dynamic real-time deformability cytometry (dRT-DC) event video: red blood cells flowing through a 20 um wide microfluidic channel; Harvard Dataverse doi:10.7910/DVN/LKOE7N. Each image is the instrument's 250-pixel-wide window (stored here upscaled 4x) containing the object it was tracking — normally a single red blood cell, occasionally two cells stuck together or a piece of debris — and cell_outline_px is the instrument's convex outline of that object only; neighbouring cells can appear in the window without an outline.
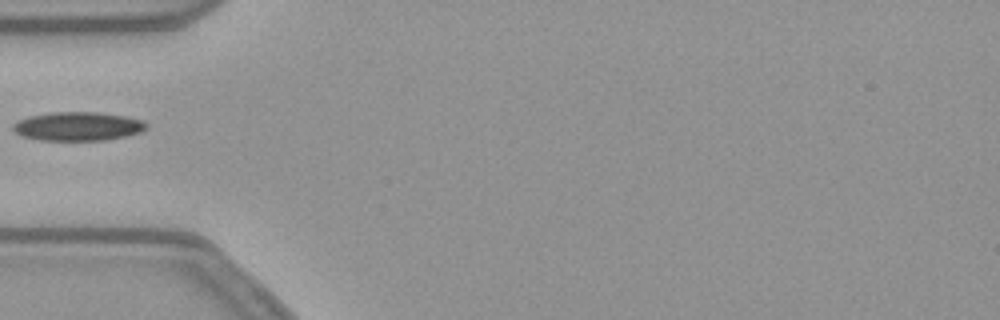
{"species": "common noctule bat (a hibernating species)", "species_latin": "Nyctalus noctula", "temperature_condition": "warm", "stored_images_in_passage": 15, "camera_frame_rate_fps": 3000, "um_per_image_px": 0.085, "animal": {"sex": "female", "body_mass_g": 21.9}, "frame": {"image": 1, "passage_image": 1, "time_ms": 0.0, "image_size_px": [1000, 320], "cell_outline_px": [[148, 128], [140, 132], [124, 136], [104, 140], [40, 140], [20, 136], [12, 128], [12, 124], [16, 120], [28, 116], [52, 112], [96, 112], [124, 116], [140, 120], [148, 124]], "centroid_in_image_um": [6.56, 10.73], "position_along_channel_um": 78.4, "area_um2": 22.37}}